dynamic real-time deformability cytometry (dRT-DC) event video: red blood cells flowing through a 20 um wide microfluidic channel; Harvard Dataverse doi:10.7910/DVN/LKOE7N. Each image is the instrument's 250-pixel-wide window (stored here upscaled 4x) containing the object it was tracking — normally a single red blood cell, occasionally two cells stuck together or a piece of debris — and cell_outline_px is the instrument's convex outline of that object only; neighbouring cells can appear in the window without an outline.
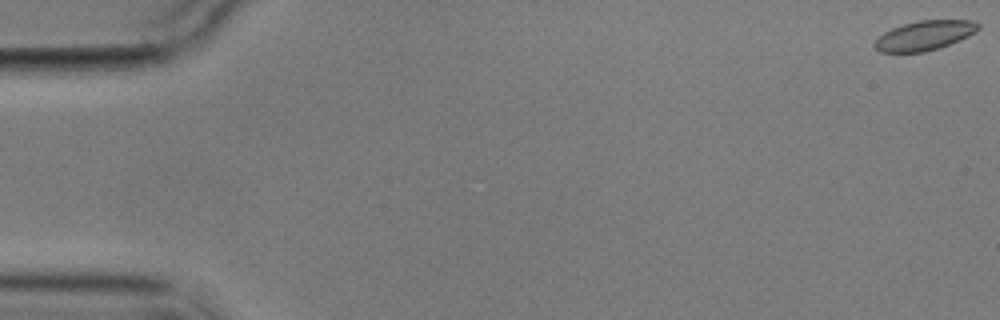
{"species": "common noctule bat (a hibernating species)", "species_latin": "Nyctalus noctula", "temperature_condition": "cold", "stored_images_in_passage": 7, "camera_frame_rate_fps": 3000, "um_per_image_px": 0.085, "animal": {"sex": "male", "body_mass_g": 17.9}, "frame": {"image": 1, "passage_image": 1, "time_ms": 0.0, "image_size_px": [1000, 320], "cell_outline_px": [[980, 28], [976, 32], [968, 36], [940, 48], [924, 52], [880, 52], [872, 44], [884, 32], [892, 28], [904, 24], [920, 20], [972, 20], [980, 24]], "centroid_in_image_um": [78.6, 3.02], "position_along_channel_um": 6.4, "area_um2": 17.8}}
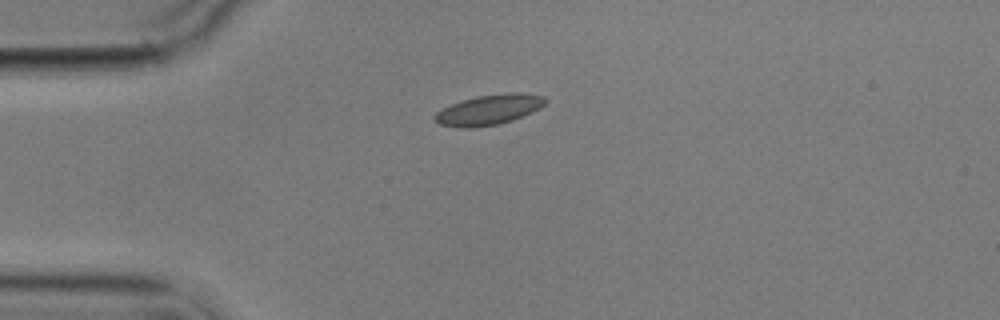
{"frame": {"image": 2, "passage_image": 5, "time_ms": 4.667, "image_size_px": [1000, 320], "cell_outline_px": [[548, 100], [540, 108], [532, 112], [512, 120], [500, 124], [476, 128], [460, 128], [440, 124], [432, 120], [432, 116], [436, 112], [452, 104], [476, 96], [508, 92], [516, 92], [544, 96]], "centroid_in_image_um": [41.55, 9.34], "position_along_channel_um": 43.5, "area_um2": 19.59}}
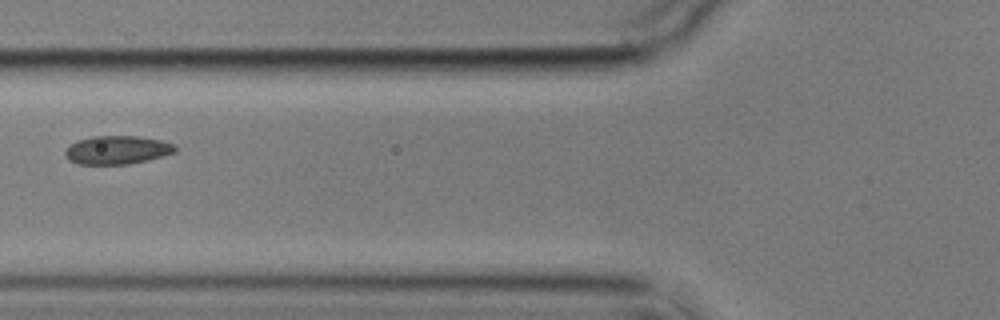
{"frame": {"image": 3, "passage_image": 7, "time_ms": 7.333, "image_size_px": [1000, 320], "cell_outline_px": [[176, 152], [148, 160], [128, 164], [80, 164], [68, 160], [64, 156], [64, 152], [76, 140], [92, 136], [136, 136], [160, 140], [172, 144], [176, 148]], "centroid_in_image_um": [9.93, 12.75], "position_along_channel_um": 115.9, "area_um2": 18.15}}